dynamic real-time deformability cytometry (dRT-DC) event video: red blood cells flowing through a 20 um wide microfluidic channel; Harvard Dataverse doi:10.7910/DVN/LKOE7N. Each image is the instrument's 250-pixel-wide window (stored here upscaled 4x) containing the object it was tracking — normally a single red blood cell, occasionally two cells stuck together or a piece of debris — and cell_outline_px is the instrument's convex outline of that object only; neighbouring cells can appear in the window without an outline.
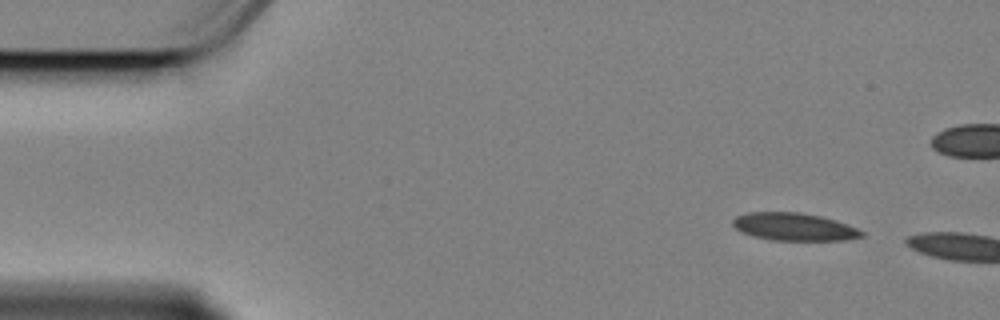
{"species": "Egyptian fruit bat (a non-hibernating species)", "species_latin": "Rousettus aegyptiacus", "temperature_condition": "cold", "stored_images_in_passage": 7, "camera_frame_rate_fps": 3000, "um_per_image_px": 0.085, "animal": {"sex": "female"}, "frame": {"image": 1, "passage_image": 7, "time_ms": 2.0, "image_size_px": [1000, 320], "cell_outline_px": [[864, 236], [844, 240], [772, 240], [740, 232], [732, 224], [732, 220], [736, 216], [748, 212], [800, 212], [820, 216], [836, 220], [848, 224], [864, 232]], "centroid_in_image_um": [67.5, 19.27], "position_along_channel_um": 17.5, "area_um2": 20.75}}